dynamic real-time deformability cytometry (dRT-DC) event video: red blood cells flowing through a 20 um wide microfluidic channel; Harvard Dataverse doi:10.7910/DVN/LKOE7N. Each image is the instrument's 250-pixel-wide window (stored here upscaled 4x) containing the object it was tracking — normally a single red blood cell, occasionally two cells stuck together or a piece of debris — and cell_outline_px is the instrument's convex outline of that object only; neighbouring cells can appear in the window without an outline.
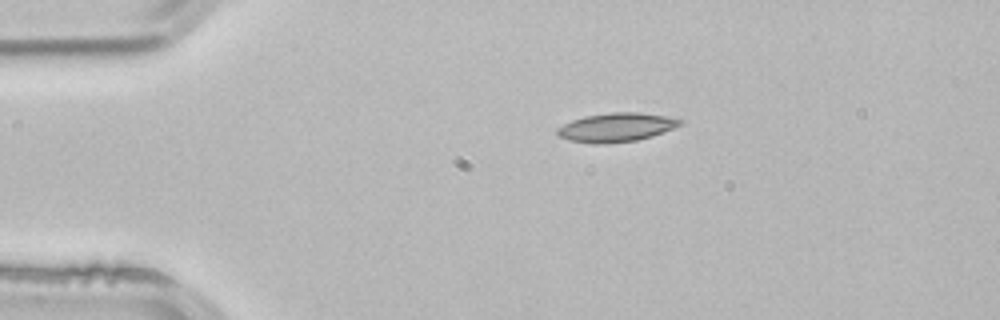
{"species": "common noctule bat (a hibernating species)", "species_latin": "Nyctalus noctula", "temperature_condition": "room temperature", "stored_images_in_passage": 2, "camera_frame_rate_fps": 3000, "um_per_image_px": 0.085, "animal": {"sex": "male", "body_mass_g": 21.5, "forearm_length_mm": 52.0}, "frame": {"image": 1, "passage_image": 1, "time_ms": 0.0, "image_size_px": [1000, 320], "cell_outline_px": [[684, 124], [652, 136], [636, 140], [604, 144], [592, 144], [568, 140], [556, 136], [556, 128], [572, 120], [584, 116], [612, 112], [640, 112], [664, 116], [684, 120]], "centroid_in_image_um": [52.35, 10.83], "position_along_channel_um": 32.6, "area_um2": 20.81}}
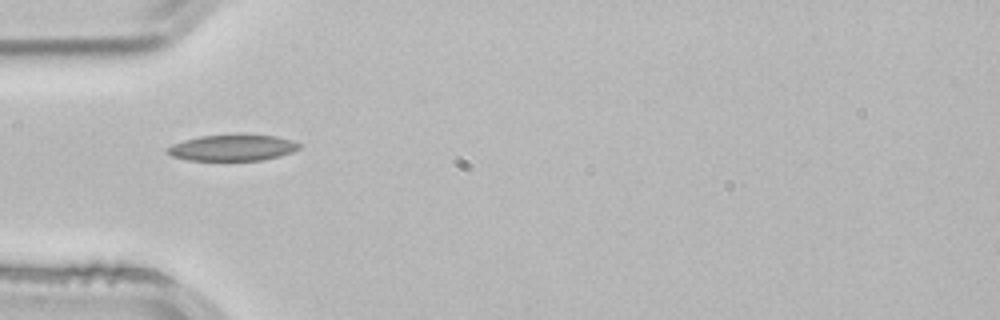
{"frame": {"image": 2, "passage_image": 2, "time_ms": 0.333, "image_size_px": [1000, 320], "cell_outline_px": [[300, 148], [292, 152], [280, 156], [264, 160], [188, 160], [172, 156], [164, 152], [164, 148], [172, 144], [184, 140], [200, 136], [236, 132], [244, 132], [276, 136], [292, 140], [300, 144]], "centroid_in_image_um": [19.75, 12.51], "position_along_channel_um": 65.2, "area_um2": 20.98}}